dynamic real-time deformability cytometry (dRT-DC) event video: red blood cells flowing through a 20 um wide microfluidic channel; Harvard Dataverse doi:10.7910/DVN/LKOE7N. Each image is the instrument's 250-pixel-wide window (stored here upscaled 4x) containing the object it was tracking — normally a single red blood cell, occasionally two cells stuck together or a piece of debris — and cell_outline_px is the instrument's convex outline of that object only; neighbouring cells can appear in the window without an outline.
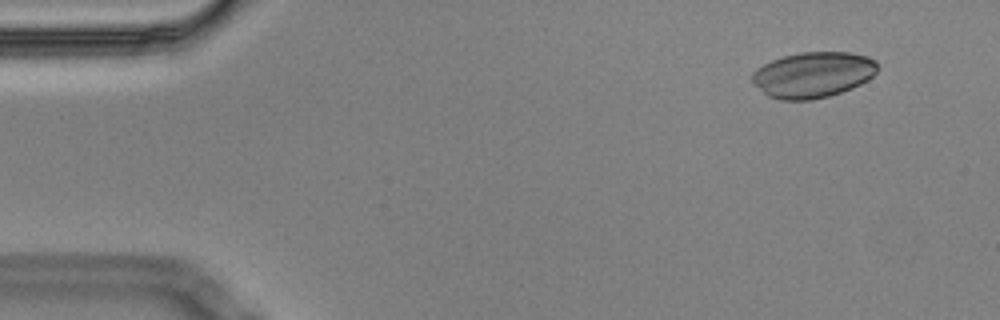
{"species": "Egyptian fruit bat (a non-hibernating species)", "species_latin": "Rousettus aegyptiacus", "temperature_condition": "cold", "stored_images_in_passage": 4, "camera_frame_rate_fps": 3000, "um_per_image_px": 0.085, "animal": {"sex": "male"}, "frame": {"image": 1, "passage_image": 1, "time_ms": 0.0, "image_size_px": [1000, 320], "cell_outline_px": [[876, 72], [868, 80], [852, 88], [828, 96], [812, 100], [780, 100], [768, 96], [752, 84], [752, 72], [756, 68], [772, 60], [784, 56], [800, 52], [848, 52], [868, 56], [876, 60]], "centroid_in_image_um": [69.08, 6.36], "position_along_channel_um": 15.9, "area_um2": 33.52}}
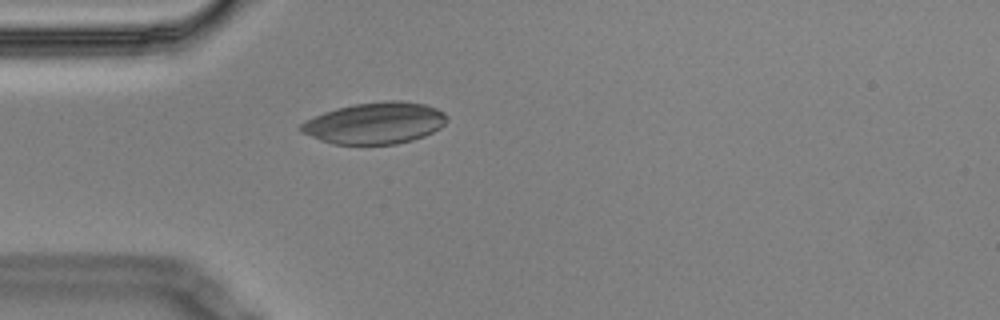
{"frame": {"image": 2, "passage_image": 4, "time_ms": 1.0, "image_size_px": [1000, 320], "cell_outline_px": [[448, 120], [440, 128], [424, 136], [412, 140], [396, 144], [332, 144], [320, 140], [300, 132], [296, 128], [304, 120], [324, 112], [336, 108], [356, 104], [384, 100], [400, 100], [424, 104], [436, 108], [444, 112], [448, 116]], "centroid_in_image_um": [31.85, 10.46], "position_along_channel_um": 53.2, "area_um2": 35.6}}